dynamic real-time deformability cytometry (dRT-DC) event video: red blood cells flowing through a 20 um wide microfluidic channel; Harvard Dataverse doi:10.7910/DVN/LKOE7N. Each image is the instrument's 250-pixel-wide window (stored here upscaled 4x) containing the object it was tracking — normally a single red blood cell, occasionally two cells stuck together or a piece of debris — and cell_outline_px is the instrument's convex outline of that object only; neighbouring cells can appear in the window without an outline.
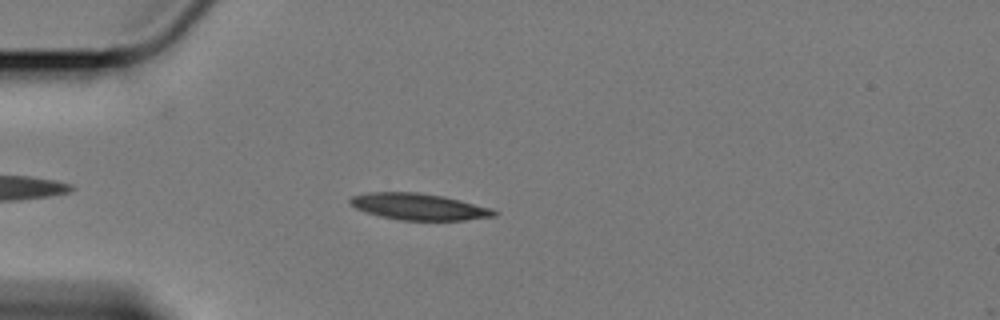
{"species": "Egyptian fruit bat (a non-hibernating species)", "species_latin": "Rousettus aegyptiacus", "temperature_condition": "cold", "stored_images_in_passage": 46, "camera_frame_rate_fps": 3000, "um_per_image_px": 0.085, "animal": {"sex": "female"}, "frame": {"image": 1, "passage_image": 2, "time_ms": 0.333, "image_size_px": [1000, 320], "cell_outline_px": [[500, 212], [496, 216], [464, 220], [400, 220], [380, 216], [356, 208], [348, 204], [348, 200], [352, 196], [368, 192], [416, 192], [444, 196], [492, 208]], "centroid_in_image_um": [35.61, 17.56], "position_along_channel_um": 49.4, "area_um2": 22.31}}
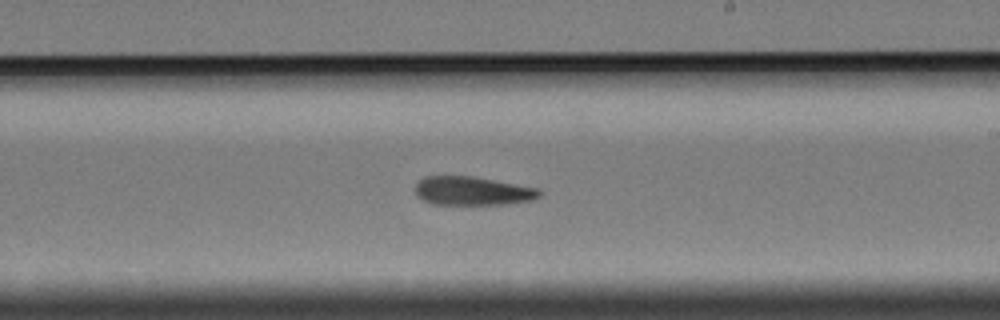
{"frame": {"image": 2, "passage_image": 21, "time_ms": 6.667, "image_size_px": [1000, 320], "cell_outline_px": [[544, 192], [540, 196], [532, 200], [504, 204], [432, 204], [416, 196], [416, 184], [424, 176], [472, 176], [540, 188]], "centroid_in_image_um": [40.19, 16.22], "position_along_channel_um": 248.8, "area_um2": 20.81}}
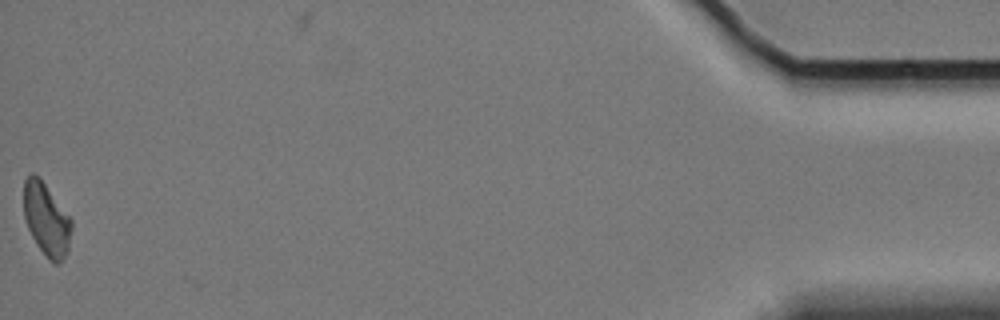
{"frame": {"image": 3, "passage_image": 45, "time_ms": 14.667, "image_size_px": [1000, 320], "cell_outline_px": [[72, 228], [68, 248], [60, 264], [56, 264], [48, 260], [36, 244], [28, 228], [24, 216], [24, 180], [32, 172], [40, 176], [72, 220]], "centroid_in_image_um": [3.94, 18.63], "position_along_channel_um": 431.3, "area_um2": 20.35}, "authors_computed_cell_mechanics": {"area_um2": 21.4149, "velocity_mm_per_s": 3.3935, "shape_relaxation_time_tau1_ms": 3.9476, "shape_relaxation_time_tau2_ms": 10.9839, "deformation_change_tau1": 0.1347, "deformation_change_tau2": 0.2059}}